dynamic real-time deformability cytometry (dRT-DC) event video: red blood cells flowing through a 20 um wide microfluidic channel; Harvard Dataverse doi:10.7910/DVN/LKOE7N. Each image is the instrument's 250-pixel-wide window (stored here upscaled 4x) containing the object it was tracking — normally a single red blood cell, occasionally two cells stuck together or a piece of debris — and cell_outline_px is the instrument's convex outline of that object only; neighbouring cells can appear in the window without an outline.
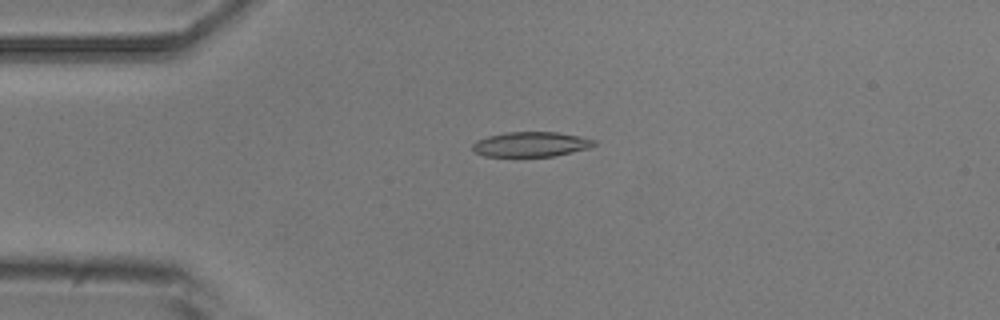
{"species": "common noctule bat (a hibernating species)", "species_latin": "Nyctalus noctula", "temperature_condition": "room temperature", "stored_images_in_passage": 5, "camera_frame_rate_fps": 3000, "um_per_image_px": 0.085, "animal": {"sex": "male", "body_mass_g": 20.5, "forearm_length_mm": 52.5}, "frame": {"image": 1, "passage_image": 4, "time_ms": 3.667, "image_size_px": [1000, 320], "cell_outline_px": [[596, 144], [588, 148], [552, 156], [484, 156], [476, 152], [472, 148], [472, 144], [476, 140], [488, 136], [508, 132], [556, 132], [596, 140]], "centroid_in_image_um": [45.09, 12.26], "position_along_channel_um": 39.9, "area_um2": 17.34}}